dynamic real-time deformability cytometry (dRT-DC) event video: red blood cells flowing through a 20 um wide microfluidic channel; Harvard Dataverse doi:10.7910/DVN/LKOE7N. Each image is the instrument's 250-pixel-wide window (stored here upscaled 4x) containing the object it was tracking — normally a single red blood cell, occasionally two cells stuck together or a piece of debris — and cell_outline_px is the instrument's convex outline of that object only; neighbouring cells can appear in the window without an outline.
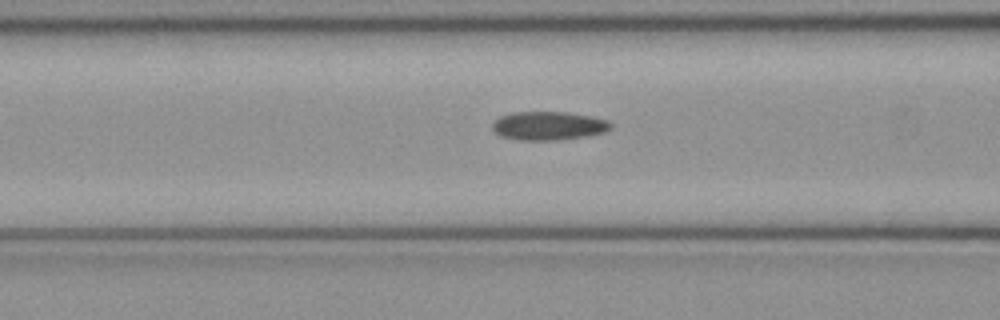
{"species": "common noctule bat (a hibernating species)", "species_latin": "Nyctalus noctula", "temperature_condition": "cold", "stored_images_in_passage": 37, "camera_frame_rate_fps": 3000, "um_per_image_px": 0.085, "animal": {"sex": "female", "body_mass_g": 21.9}, "frame": {"image": 1, "passage_image": 6, "time_ms": 1.667, "image_size_px": [1000, 320], "cell_outline_px": [[612, 128], [604, 132], [588, 136], [560, 140], [520, 140], [500, 136], [492, 128], [492, 124], [500, 116], [512, 112], [568, 112], [592, 116], [608, 120], [612, 124]], "centroid_in_image_um": [46.65, 10.69], "position_along_channel_um": 119.9, "area_um2": 19.88}}
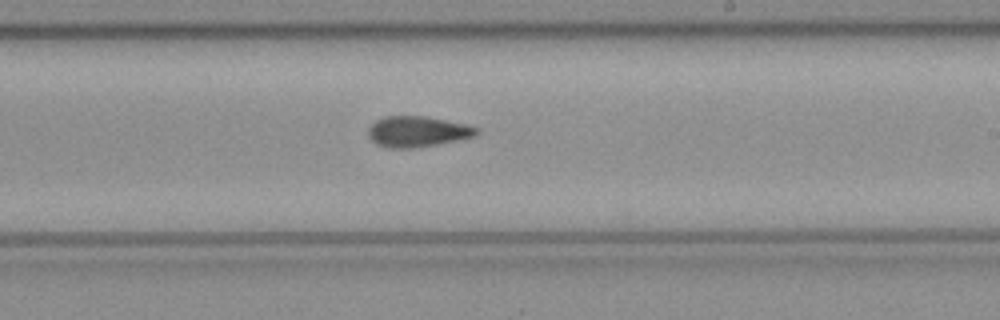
{"frame": {"image": 2, "passage_image": 16, "time_ms": 5.0, "image_size_px": [1000, 320], "cell_outline_px": [[480, 132], [476, 136], [440, 144], [416, 148], [388, 148], [376, 144], [368, 136], [368, 128], [376, 120], [384, 116], [424, 116], [468, 124], [480, 128]], "centroid_in_image_um": [35.52, 11.19], "position_along_channel_um": 253.5, "area_um2": 19.71}}
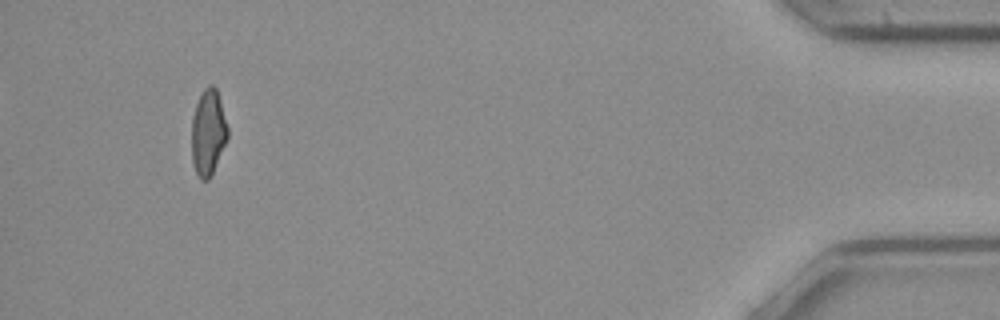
{"frame": {"image": 3, "passage_image": 34, "time_ms": 11.0, "image_size_px": [1000, 320], "cell_outline_px": [[228, 136], [212, 176], [208, 180], [200, 180], [192, 164], [192, 116], [196, 104], [204, 88], [208, 84], [212, 84], [216, 88], [220, 100], [228, 128]], "centroid_in_image_um": [17.69, 11.28], "position_along_channel_um": 417.5, "area_um2": 18.09}, "authors_computed_cell_mechanics": {"area_um2": 19.363, "velocity_mm_per_s": 3.9969, "shape_relaxation_time_tau1_ms": null, "shape_relaxation_time_tau2_ms": 5.6995, "deformation_change_tau1": null, "deformation_change_tau2": 0.1255}}